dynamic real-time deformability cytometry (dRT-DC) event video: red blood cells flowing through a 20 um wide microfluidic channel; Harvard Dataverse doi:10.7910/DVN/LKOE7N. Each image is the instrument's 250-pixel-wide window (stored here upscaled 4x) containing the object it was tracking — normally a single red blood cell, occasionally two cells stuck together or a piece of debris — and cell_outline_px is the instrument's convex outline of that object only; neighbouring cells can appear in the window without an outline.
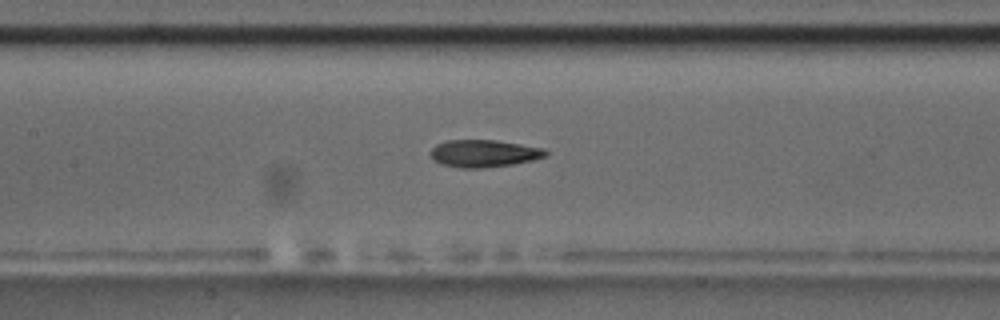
{"species": "common noctule bat (a hibernating species)", "species_latin": "Nyctalus noctula", "temperature_condition": "room temperature", "stored_images_in_passage": 29, "camera_frame_rate_fps": 3000, "um_per_image_px": 0.085, "animal": {"sex": "male", "body_mass_g": 17.5, "forearm_length_mm": 52.3}, "frame": {"image": 1, "passage_image": 13, "time_ms": 4.0, "image_size_px": [1000, 320], "cell_outline_px": [[548, 156], [532, 160], [512, 164], [484, 168], [460, 168], [444, 164], [432, 160], [428, 152], [436, 144], [448, 140], [496, 140], [544, 148], [548, 152]], "centroid_in_image_um": [41.11, 13.04], "position_along_channel_um": 166.3, "area_um2": 18.44}, "authors_computed_cell_mechanics": {"area_um2": 18.207, "velocity_mm_per_s": 3.7228, "shape_relaxation_time_tau1_ms": 6.1682, "shape_relaxation_time_tau2_ms": 2.5185, "deformation_change_tau1": 0.1911, "deformation_change_tau2": 0.0991}}